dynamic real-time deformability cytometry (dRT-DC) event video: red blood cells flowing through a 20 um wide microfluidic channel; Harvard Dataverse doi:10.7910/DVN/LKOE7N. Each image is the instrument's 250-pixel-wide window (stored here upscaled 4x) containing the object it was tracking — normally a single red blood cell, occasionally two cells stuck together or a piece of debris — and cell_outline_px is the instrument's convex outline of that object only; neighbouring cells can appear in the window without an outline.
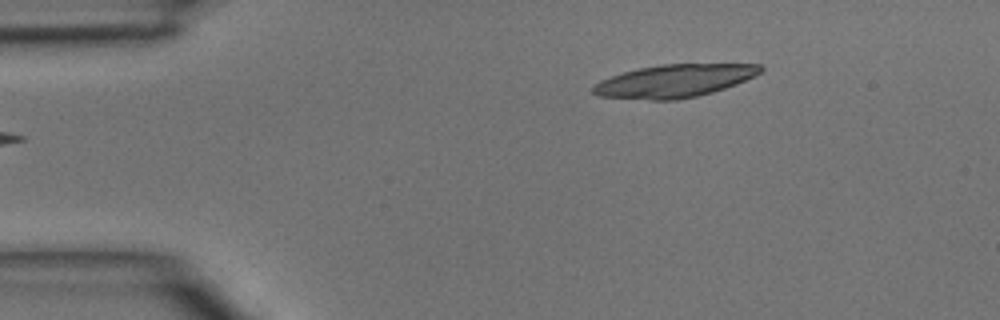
{"species": "common noctule bat (a hibernating species)", "species_latin": "Nyctalus noctula", "temperature_condition": "room temperature", "stored_images_in_passage": 8, "camera_frame_rate_fps": 3000, "um_per_image_px": 0.085, "animal": {"sex": "male", "body_mass_g": 15.6}, "frame": {"image": 1, "passage_image": 1, "time_ms": 0.0, "image_size_px": [1000, 320], "cell_outline_px": [[764, 68], [760, 72], [736, 84], [712, 92], [696, 96], [676, 100], [652, 100], [596, 96], [592, 92], [592, 88], [600, 80], [624, 72], [640, 68], [664, 64], [760, 64]], "centroid_in_image_um": [57.29, 6.88], "position_along_channel_um": 27.7, "area_um2": 31.67}}